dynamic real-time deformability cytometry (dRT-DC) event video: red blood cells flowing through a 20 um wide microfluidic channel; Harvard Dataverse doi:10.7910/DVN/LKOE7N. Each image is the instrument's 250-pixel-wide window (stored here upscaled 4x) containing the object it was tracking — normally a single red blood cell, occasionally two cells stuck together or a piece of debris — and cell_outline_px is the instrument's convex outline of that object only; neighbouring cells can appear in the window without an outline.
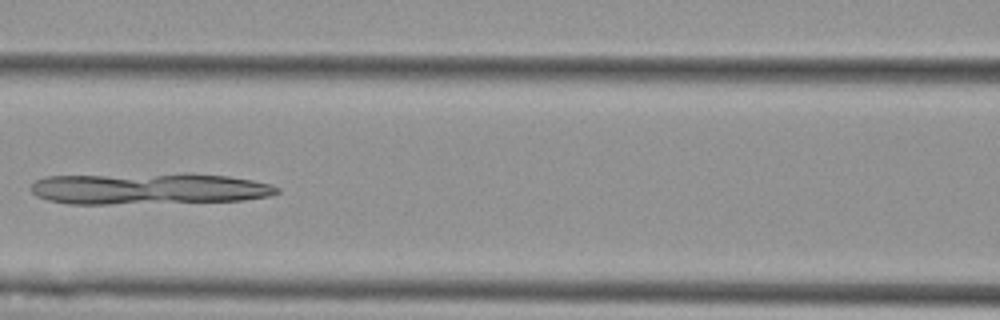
{"species": "Egyptian fruit bat (a non-hibernating species)", "species_latin": "Rousettus aegyptiacus", "temperature_condition": "cold", "stored_images_in_passage": 6, "camera_frame_rate_fps": 3000, "um_per_image_px": 0.085, "animal": {"sex": "female"}, "frame": {"image": 1, "passage_image": 6, "time_ms": 7.0, "image_size_px": [1000, 320], "cell_outline_px": [[280, 192], [268, 196], [244, 200], [108, 204], [68, 204], [48, 200], [36, 196], [32, 192], [32, 184], [36, 180], [44, 176], [184, 172], [192, 172], [228, 176], [252, 180], [268, 184], [280, 188]], "centroid_in_image_um": [12.62, 16.01], "position_along_channel_um": 154.0, "area_um2": 45.78}}